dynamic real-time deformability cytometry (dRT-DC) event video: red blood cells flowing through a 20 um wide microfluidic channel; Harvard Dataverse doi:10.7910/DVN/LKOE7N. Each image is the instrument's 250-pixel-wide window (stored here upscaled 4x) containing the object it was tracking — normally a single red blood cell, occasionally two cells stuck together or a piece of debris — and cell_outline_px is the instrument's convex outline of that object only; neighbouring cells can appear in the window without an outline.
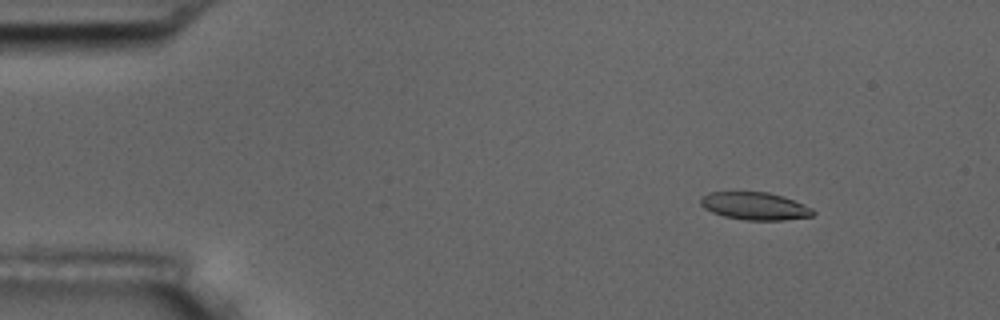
{"species": "common noctule bat (a hibernating species)", "species_latin": "Nyctalus noctula", "temperature_condition": "room temperature", "stored_images_in_passage": 58, "camera_frame_rate_fps": 3000, "um_per_image_px": 0.085, "animal": {"sex": "male", "body_mass_g": 17.5, "forearm_length_mm": 52.3}, "frame": {"image": 1, "passage_image": 8, "time_ms": 2.333, "image_size_px": [1000, 320], "cell_outline_px": [[816, 212], [812, 216], [784, 220], [744, 220], [724, 216], [712, 212], [704, 208], [700, 204], [700, 196], [708, 192], [768, 192], [784, 196], [812, 208]], "centroid_in_image_um": [64.14, 17.51], "position_along_channel_um": 20.9, "area_um2": 18.21}}
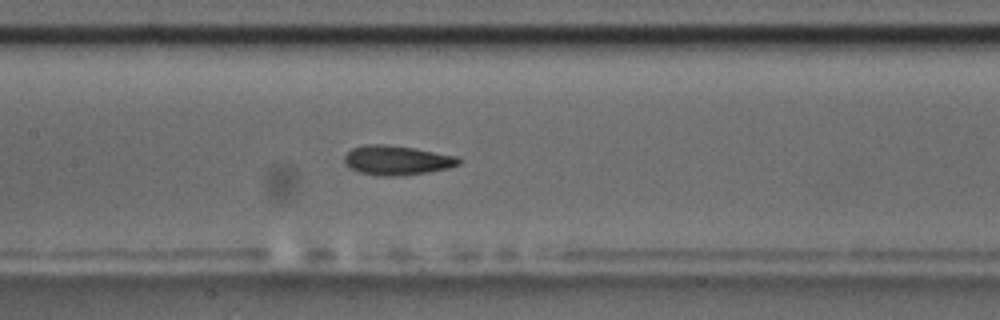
{"frame": {"image": 2, "passage_image": 28, "time_ms": 9.0, "image_size_px": [1000, 320], "cell_outline_px": [[460, 164], [448, 168], [428, 172], [396, 176], [376, 176], [360, 172], [348, 168], [344, 164], [344, 156], [352, 148], [364, 144], [388, 144], [416, 148], [456, 156], [460, 160]], "centroid_in_image_um": [33.69, 13.62], "position_along_channel_um": 173.7, "area_um2": 19.83}}
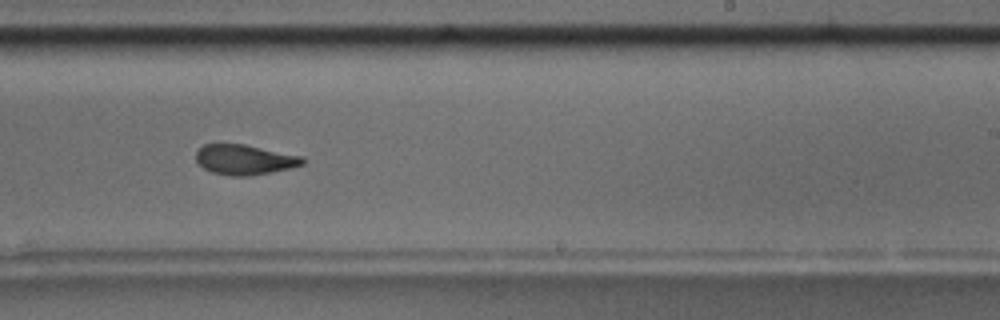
{"frame": {"image": 3, "passage_image": 36, "time_ms": 11.667, "image_size_px": [1000, 320], "cell_outline_px": [[304, 164], [272, 172], [248, 176], [232, 176], [212, 172], [204, 168], [196, 160], [196, 152], [204, 144], [220, 140], [244, 144], [304, 156]], "centroid_in_image_um": [20.75, 13.52], "position_along_channel_um": 268.3, "area_um2": 19.19}, "authors_computed_cell_mechanics": {"area_um2": 19.1607, "velocity_mm_per_s": 3.5665, "shape_relaxation_time_tau1_ms": 3.2138, "shape_relaxation_time_tau2_ms": 1.9509, "deformation_change_tau1": 0.128, "deformation_change_tau2": 0.0812}}